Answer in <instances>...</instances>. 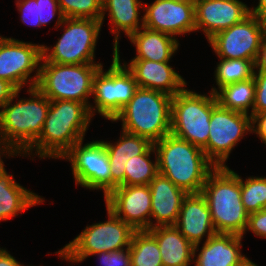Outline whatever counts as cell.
<instances>
[{"instance_id":"obj_1","label":"cell","mask_w":266,"mask_h":266,"mask_svg":"<svg viewBox=\"0 0 266 266\" xmlns=\"http://www.w3.org/2000/svg\"><path fill=\"white\" fill-rule=\"evenodd\" d=\"M92 118L84 103L75 100L50 101L40 136L21 157L60 160L75 143L85 139Z\"/></svg>"},{"instance_id":"obj_2","label":"cell","mask_w":266,"mask_h":266,"mask_svg":"<svg viewBox=\"0 0 266 266\" xmlns=\"http://www.w3.org/2000/svg\"><path fill=\"white\" fill-rule=\"evenodd\" d=\"M20 92L17 90L0 109V135L19 157L40 136L50 107V100L36 87L27 86L29 98L19 99Z\"/></svg>"},{"instance_id":"obj_3","label":"cell","mask_w":266,"mask_h":266,"mask_svg":"<svg viewBox=\"0 0 266 266\" xmlns=\"http://www.w3.org/2000/svg\"><path fill=\"white\" fill-rule=\"evenodd\" d=\"M153 146L159 174L187 194L201 193L209 173L215 168L201 148L171 133L154 142Z\"/></svg>"},{"instance_id":"obj_4","label":"cell","mask_w":266,"mask_h":266,"mask_svg":"<svg viewBox=\"0 0 266 266\" xmlns=\"http://www.w3.org/2000/svg\"><path fill=\"white\" fill-rule=\"evenodd\" d=\"M201 194L207 201L216 232L244 237L249 214L242 203L240 175L229 166L215 167Z\"/></svg>"},{"instance_id":"obj_5","label":"cell","mask_w":266,"mask_h":266,"mask_svg":"<svg viewBox=\"0 0 266 266\" xmlns=\"http://www.w3.org/2000/svg\"><path fill=\"white\" fill-rule=\"evenodd\" d=\"M171 112V95L138 87L111 122L120 121L123 131L143 136L154 143L170 134Z\"/></svg>"},{"instance_id":"obj_6","label":"cell","mask_w":266,"mask_h":266,"mask_svg":"<svg viewBox=\"0 0 266 266\" xmlns=\"http://www.w3.org/2000/svg\"><path fill=\"white\" fill-rule=\"evenodd\" d=\"M106 212V221L87 224L82 232L55 254L65 262L79 264L92 254L128 248L136 230L107 207Z\"/></svg>"},{"instance_id":"obj_7","label":"cell","mask_w":266,"mask_h":266,"mask_svg":"<svg viewBox=\"0 0 266 266\" xmlns=\"http://www.w3.org/2000/svg\"><path fill=\"white\" fill-rule=\"evenodd\" d=\"M62 27V28H61ZM102 23L100 20L83 18H64L62 35L51 48L42 44L41 62L56 64H103L96 62L95 50L99 40Z\"/></svg>"},{"instance_id":"obj_8","label":"cell","mask_w":266,"mask_h":266,"mask_svg":"<svg viewBox=\"0 0 266 266\" xmlns=\"http://www.w3.org/2000/svg\"><path fill=\"white\" fill-rule=\"evenodd\" d=\"M102 65L41 62L35 87L50 101L75 100L89 108L93 78Z\"/></svg>"},{"instance_id":"obj_9","label":"cell","mask_w":266,"mask_h":266,"mask_svg":"<svg viewBox=\"0 0 266 266\" xmlns=\"http://www.w3.org/2000/svg\"><path fill=\"white\" fill-rule=\"evenodd\" d=\"M217 104L211 91L200 94L185 87L172 96L170 133L203 150L209 138L212 110Z\"/></svg>"},{"instance_id":"obj_10","label":"cell","mask_w":266,"mask_h":266,"mask_svg":"<svg viewBox=\"0 0 266 266\" xmlns=\"http://www.w3.org/2000/svg\"><path fill=\"white\" fill-rule=\"evenodd\" d=\"M119 52L120 50H115L112 53L111 65L106 71L102 65L94 75V103L89 106L92 117L98 113L104 120L112 121L138 88L132 73L122 63Z\"/></svg>"},{"instance_id":"obj_11","label":"cell","mask_w":266,"mask_h":266,"mask_svg":"<svg viewBox=\"0 0 266 266\" xmlns=\"http://www.w3.org/2000/svg\"><path fill=\"white\" fill-rule=\"evenodd\" d=\"M250 133H252L250 115L229 110L218 103L212 110L209 138L203 151L215 167H228L226 162L230 159L233 149L245 139V135Z\"/></svg>"},{"instance_id":"obj_12","label":"cell","mask_w":266,"mask_h":266,"mask_svg":"<svg viewBox=\"0 0 266 266\" xmlns=\"http://www.w3.org/2000/svg\"><path fill=\"white\" fill-rule=\"evenodd\" d=\"M75 143L61 158L70 162L76 186L102 190L103 198L111 192V166L104 143L93 140Z\"/></svg>"},{"instance_id":"obj_13","label":"cell","mask_w":266,"mask_h":266,"mask_svg":"<svg viewBox=\"0 0 266 266\" xmlns=\"http://www.w3.org/2000/svg\"><path fill=\"white\" fill-rule=\"evenodd\" d=\"M41 60L42 44L0 35V79L8 81L17 90L26 85L28 88L36 86Z\"/></svg>"},{"instance_id":"obj_14","label":"cell","mask_w":266,"mask_h":266,"mask_svg":"<svg viewBox=\"0 0 266 266\" xmlns=\"http://www.w3.org/2000/svg\"><path fill=\"white\" fill-rule=\"evenodd\" d=\"M266 35V20L250 14L244 20L219 31L207 42L218 58L257 61Z\"/></svg>"},{"instance_id":"obj_15","label":"cell","mask_w":266,"mask_h":266,"mask_svg":"<svg viewBox=\"0 0 266 266\" xmlns=\"http://www.w3.org/2000/svg\"><path fill=\"white\" fill-rule=\"evenodd\" d=\"M195 3L174 0H154L151 4L144 2L143 26L177 36L196 32Z\"/></svg>"},{"instance_id":"obj_16","label":"cell","mask_w":266,"mask_h":266,"mask_svg":"<svg viewBox=\"0 0 266 266\" xmlns=\"http://www.w3.org/2000/svg\"><path fill=\"white\" fill-rule=\"evenodd\" d=\"M104 199L105 207L135 230L151 229L149 185L118 186Z\"/></svg>"},{"instance_id":"obj_17","label":"cell","mask_w":266,"mask_h":266,"mask_svg":"<svg viewBox=\"0 0 266 266\" xmlns=\"http://www.w3.org/2000/svg\"><path fill=\"white\" fill-rule=\"evenodd\" d=\"M194 5L196 32H203L207 41L251 14L240 0H196Z\"/></svg>"},{"instance_id":"obj_18","label":"cell","mask_w":266,"mask_h":266,"mask_svg":"<svg viewBox=\"0 0 266 266\" xmlns=\"http://www.w3.org/2000/svg\"><path fill=\"white\" fill-rule=\"evenodd\" d=\"M123 64L132 73L140 88L158 90L171 96L187 87V81L170 62H156L143 59H131Z\"/></svg>"},{"instance_id":"obj_19","label":"cell","mask_w":266,"mask_h":266,"mask_svg":"<svg viewBox=\"0 0 266 266\" xmlns=\"http://www.w3.org/2000/svg\"><path fill=\"white\" fill-rule=\"evenodd\" d=\"M175 227L194 246L217 234L207 201L201 193H189L184 197Z\"/></svg>"},{"instance_id":"obj_20","label":"cell","mask_w":266,"mask_h":266,"mask_svg":"<svg viewBox=\"0 0 266 266\" xmlns=\"http://www.w3.org/2000/svg\"><path fill=\"white\" fill-rule=\"evenodd\" d=\"M151 191V228L175 226L187 193L171 180L157 174L149 183Z\"/></svg>"},{"instance_id":"obj_21","label":"cell","mask_w":266,"mask_h":266,"mask_svg":"<svg viewBox=\"0 0 266 266\" xmlns=\"http://www.w3.org/2000/svg\"><path fill=\"white\" fill-rule=\"evenodd\" d=\"M243 238L235 234L217 233L195 245L194 266H236L246 256L241 252Z\"/></svg>"},{"instance_id":"obj_22","label":"cell","mask_w":266,"mask_h":266,"mask_svg":"<svg viewBox=\"0 0 266 266\" xmlns=\"http://www.w3.org/2000/svg\"><path fill=\"white\" fill-rule=\"evenodd\" d=\"M143 10L144 2L142 0H102L101 23L103 26L107 15L110 20L111 34L114 35L113 52L120 48L121 33L128 38L143 27L144 16L141 15Z\"/></svg>"},{"instance_id":"obj_23","label":"cell","mask_w":266,"mask_h":266,"mask_svg":"<svg viewBox=\"0 0 266 266\" xmlns=\"http://www.w3.org/2000/svg\"><path fill=\"white\" fill-rule=\"evenodd\" d=\"M117 141L102 140L105 145L111 166V191L118 186H124L125 165L135 156L145 154L153 143L143 137L121 130Z\"/></svg>"},{"instance_id":"obj_24","label":"cell","mask_w":266,"mask_h":266,"mask_svg":"<svg viewBox=\"0 0 266 266\" xmlns=\"http://www.w3.org/2000/svg\"><path fill=\"white\" fill-rule=\"evenodd\" d=\"M43 196L17 183L6 168L0 170V221H8L30 207L43 204Z\"/></svg>"},{"instance_id":"obj_25","label":"cell","mask_w":266,"mask_h":266,"mask_svg":"<svg viewBox=\"0 0 266 266\" xmlns=\"http://www.w3.org/2000/svg\"><path fill=\"white\" fill-rule=\"evenodd\" d=\"M128 39L136 50L133 59L170 62L180 47L179 40L172 35L154 31L144 26L132 33Z\"/></svg>"},{"instance_id":"obj_26","label":"cell","mask_w":266,"mask_h":266,"mask_svg":"<svg viewBox=\"0 0 266 266\" xmlns=\"http://www.w3.org/2000/svg\"><path fill=\"white\" fill-rule=\"evenodd\" d=\"M148 231L158 242L163 266H191L194 245L175 226H158Z\"/></svg>"},{"instance_id":"obj_27","label":"cell","mask_w":266,"mask_h":266,"mask_svg":"<svg viewBox=\"0 0 266 266\" xmlns=\"http://www.w3.org/2000/svg\"><path fill=\"white\" fill-rule=\"evenodd\" d=\"M215 95L222 107L242 112L252 117L255 99L254 78L225 85Z\"/></svg>"},{"instance_id":"obj_28","label":"cell","mask_w":266,"mask_h":266,"mask_svg":"<svg viewBox=\"0 0 266 266\" xmlns=\"http://www.w3.org/2000/svg\"><path fill=\"white\" fill-rule=\"evenodd\" d=\"M217 67L214 71V84L211 88L212 93H216L225 85L245 81L254 77L256 62L254 60L243 59H224L218 58Z\"/></svg>"},{"instance_id":"obj_29","label":"cell","mask_w":266,"mask_h":266,"mask_svg":"<svg viewBox=\"0 0 266 266\" xmlns=\"http://www.w3.org/2000/svg\"><path fill=\"white\" fill-rule=\"evenodd\" d=\"M131 266H163L158 242L148 230H136L130 246Z\"/></svg>"},{"instance_id":"obj_30","label":"cell","mask_w":266,"mask_h":266,"mask_svg":"<svg viewBox=\"0 0 266 266\" xmlns=\"http://www.w3.org/2000/svg\"><path fill=\"white\" fill-rule=\"evenodd\" d=\"M151 155L154 160L151 159ZM159 173L158 159L154 146L145 154L130 158L125 165L124 186L149 185Z\"/></svg>"},{"instance_id":"obj_31","label":"cell","mask_w":266,"mask_h":266,"mask_svg":"<svg viewBox=\"0 0 266 266\" xmlns=\"http://www.w3.org/2000/svg\"><path fill=\"white\" fill-rule=\"evenodd\" d=\"M242 203L248 214L266 208V176H240Z\"/></svg>"},{"instance_id":"obj_32","label":"cell","mask_w":266,"mask_h":266,"mask_svg":"<svg viewBox=\"0 0 266 266\" xmlns=\"http://www.w3.org/2000/svg\"><path fill=\"white\" fill-rule=\"evenodd\" d=\"M65 18L100 20L102 0H57Z\"/></svg>"},{"instance_id":"obj_33","label":"cell","mask_w":266,"mask_h":266,"mask_svg":"<svg viewBox=\"0 0 266 266\" xmlns=\"http://www.w3.org/2000/svg\"><path fill=\"white\" fill-rule=\"evenodd\" d=\"M39 1V22L41 26H46L53 21V18L57 16V21L55 22V29H57L64 20V15L57 0H36Z\"/></svg>"},{"instance_id":"obj_34","label":"cell","mask_w":266,"mask_h":266,"mask_svg":"<svg viewBox=\"0 0 266 266\" xmlns=\"http://www.w3.org/2000/svg\"><path fill=\"white\" fill-rule=\"evenodd\" d=\"M19 12L20 21L27 26L41 27L39 22V1L36 0H15Z\"/></svg>"},{"instance_id":"obj_35","label":"cell","mask_w":266,"mask_h":266,"mask_svg":"<svg viewBox=\"0 0 266 266\" xmlns=\"http://www.w3.org/2000/svg\"><path fill=\"white\" fill-rule=\"evenodd\" d=\"M255 99L252 117L255 114L266 113V70H255Z\"/></svg>"},{"instance_id":"obj_36","label":"cell","mask_w":266,"mask_h":266,"mask_svg":"<svg viewBox=\"0 0 266 266\" xmlns=\"http://www.w3.org/2000/svg\"><path fill=\"white\" fill-rule=\"evenodd\" d=\"M90 256L98 257L100 266H131L129 247L112 252H102Z\"/></svg>"},{"instance_id":"obj_37","label":"cell","mask_w":266,"mask_h":266,"mask_svg":"<svg viewBox=\"0 0 266 266\" xmlns=\"http://www.w3.org/2000/svg\"><path fill=\"white\" fill-rule=\"evenodd\" d=\"M248 231L253 233L254 236L266 239V208L249 214L245 234Z\"/></svg>"},{"instance_id":"obj_38","label":"cell","mask_w":266,"mask_h":266,"mask_svg":"<svg viewBox=\"0 0 266 266\" xmlns=\"http://www.w3.org/2000/svg\"><path fill=\"white\" fill-rule=\"evenodd\" d=\"M252 133L266 145V113L255 114L252 117Z\"/></svg>"},{"instance_id":"obj_39","label":"cell","mask_w":266,"mask_h":266,"mask_svg":"<svg viewBox=\"0 0 266 266\" xmlns=\"http://www.w3.org/2000/svg\"><path fill=\"white\" fill-rule=\"evenodd\" d=\"M16 91L17 89L11 83L0 79V109Z\"/></svg>"},{"instance_id":"obj_40","label":"cell","mask_w":266,"mask_h":266,"mask_svg":"<svg viewBox=\"0 0 266 266\" xmlns=\"http://www.w3.org/2000/svg\"><path fill=\"white\" fill-rule=\"evenodd\" d=\"M0 266H26L11 255L6 248L0 247Z\"/></svg>"},{"instance_id":"obj_41","label":"cell","mask_w":266,"mask_h":266,"mask_svg":"<svg viewBox=\"0 0 266 266\" xmlns=\"http://www.w3.org/2000/svg\"><path fill=\"white\" fill-rule=\"evenodd\" d=\"M10 157H18V155L4 142L3 137L0 135V170L6 168L3 158Z\"/></svg>"},{"instance_id":"obj_42","label":"cell","mask_w":266,"mask_h":266,"mask_svg":"<svg viewBox=\"0 0 266 266\" xmlns=\"http://www.w3.org/2000/svg\"><path fill=\"white\" fill-rule=\"evenodd\" d=\"M255 70H266V35L262 40Z\"/></svg>"},{"instance_id":"obj_43","label":"cell","mask_w":266,"mask_h":266,"mask_svg":"<svg viewBox=\"0 0 266 266\" xmlns=\"http://www.w3.org/2000/svg\"><path fill=\"white\" fill-rule=\"evenodd\" d=\"M251 7H250L251 14L266 20V0H258V3H256L255 6Z\"/></svg>"},{"instance_id":"obj_44","label":"cell","mask_w":266,"mask_h":266,"mask_svg":"<svg viewBox=\"0 0 266 266\" xmlns=\"http://www.w3.org/2000/svg\"><path fill=\"white\" fill-rule=\"evenodd\" d=\"M236 266H258L250 258L245 256Z\"/></svg>"},{"instance_id":"obj_45","label":"cell","mask_w":266,"mask_h":266,"mask_svg":"<svg viewBox=\"0 0 266 266\" xmlns=\"http://www.w3.org/2000/svg\"><path fill=\"white\" fill-rule=\"evenodd\" d=\"M174 1L184 2V3H195L196 2V0H174Z\"/></svg>"}]
</instances>
